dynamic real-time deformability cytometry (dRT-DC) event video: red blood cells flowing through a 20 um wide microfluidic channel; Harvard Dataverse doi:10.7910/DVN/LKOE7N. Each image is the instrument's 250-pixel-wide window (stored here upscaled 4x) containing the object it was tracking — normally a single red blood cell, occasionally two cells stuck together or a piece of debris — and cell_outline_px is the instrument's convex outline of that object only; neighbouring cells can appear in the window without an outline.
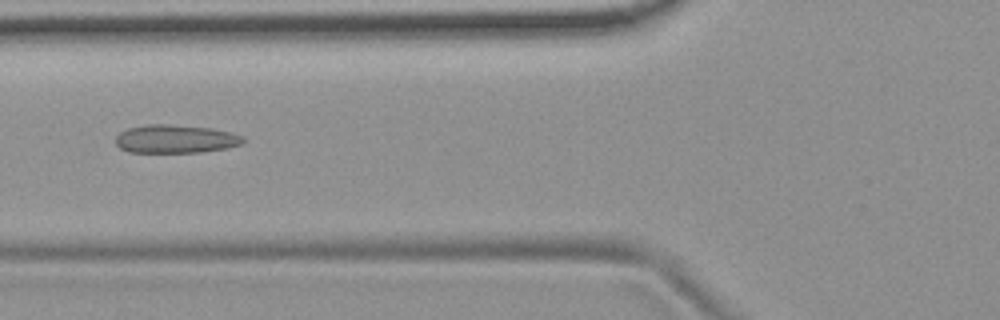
{"species": "common noctule bat (a hibernating species)", "species_latin": "Nyctalus noctula", "temperature_condition": "room temperature", "stored_images_in_passage": 10, "camera_frame_rate_fps": 3000, "um_per_image_px": 0.085, "animal": {"sex": "female", "body_mass_g": 19.9}, "frame": {"image": 1, "passage_image": 5, "time_ms": 1.333, "image_size_px": [1000, 320], "cell_outline_px": [[244, 140], [240, 144], [228, 148], [200, 152], [128, 152], [120, 148], [116, 144], [116, 136], [120, 132], [128, 128], [148, 124], [168, 124], [212, 128], [232, 132], [244, 136]], "centroid_in_image_um": [14.93, 11.8], "position_along_channel_um": 110.9, "area_um2": 21.1}}
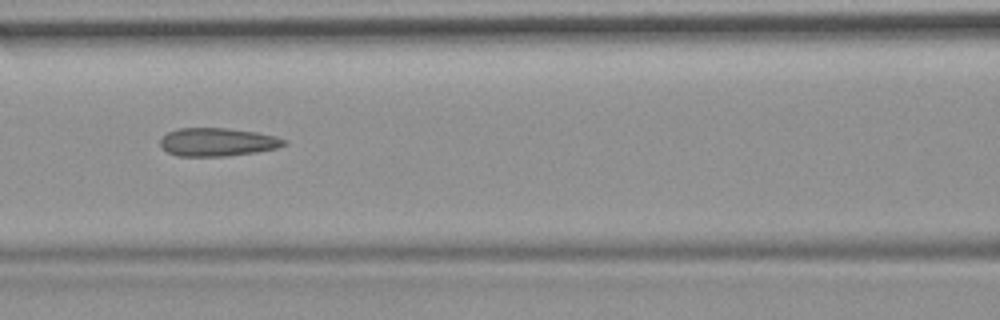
{"frame": {"image": 2, "passage_image": 6, "time_ms": 1.667, "image_size_px": [1000, 320], "cell_outline_px": [[288, 144], [276, 148], [256, 152], [228, 156], [176, 156], [168, 152], [160, 144], [160, 140], [168, 132], [176, 128], [224, 128], [256, 132], [276, 136], [288, 140]], "centroid_in_image_um": [18.51, 12.07], "position_along_channel_um": 148.1, "area_um2": 20.4}}
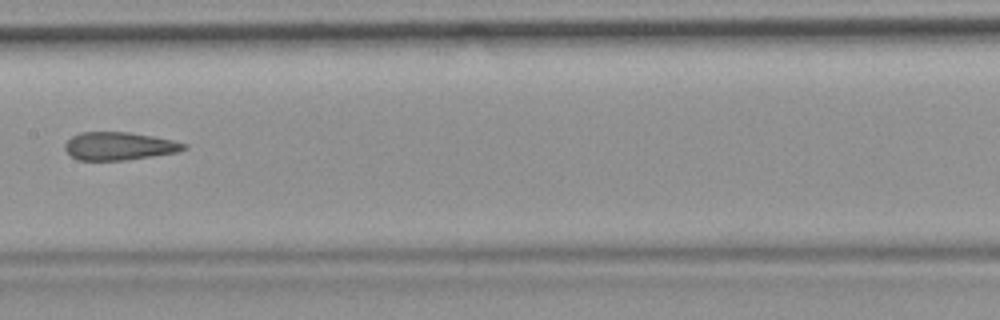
{"frame": {"image": 3, "passage_image": 7, "time_ms": 2.0, "image_size_px": [1000, 320], "cell_outline_px": [[188, 148], [176, 152], [128, 160], [76, 160], [64, 148], [64, 144], [72, 136], [80, 132], [128, 132], [152, 136], [172, 140], [188, 144]], "centroid_in_image_um": [10.12, 12.42], "position_along_channel_um": 197.3, "area_um2": 19.36}}